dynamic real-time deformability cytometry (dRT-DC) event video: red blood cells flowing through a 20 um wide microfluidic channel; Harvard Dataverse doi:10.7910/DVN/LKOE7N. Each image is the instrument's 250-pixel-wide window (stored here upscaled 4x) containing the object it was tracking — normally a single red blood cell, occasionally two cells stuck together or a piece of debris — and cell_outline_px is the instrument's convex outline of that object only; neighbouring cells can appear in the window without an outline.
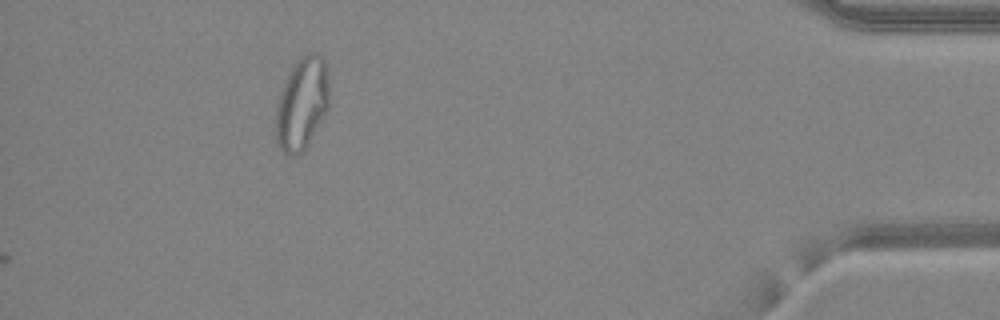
{"species": "common noctule bat (a hibernating species)", "species_latin": "Nyctalus noctula", "temperature_condition": "warm", "stored_images_in_passage": 52, "camera_frame_rate_fps": 3000, "um_per_image_px": 0.085, "animal": {"sex": "female", "body_mass_g": 24.6, "forearm_length_mm": 56.2}, "frame": {"image": 1, "passage_image": 52, "time_ms": 17.0, "image_size_px": [1000, 320], "cell_outline_px": [[328, 108], [308, 144], [296, 156], [288, 156], [276, 144], [276, 104], [284, 80], [288, 72], [296, 60], [304, 52], [320, 52], [324, 56], [328, 72]], "centroid_in_image_um": [25.66, 8.73], "position_along_channel_um": 409.5, "area_um2": 29.25}, "authors_computed_cell_mechanics": {"area_um2": 22.0507, "velocity_mm_per_s": 4.2738, "shape_relaxation_time_tau1_ms": null, "shape_relaxation_time_tau2_ms": 0.9456, "deformation_change_tau1": null, "deformation_change_tau2": 0.0954}}